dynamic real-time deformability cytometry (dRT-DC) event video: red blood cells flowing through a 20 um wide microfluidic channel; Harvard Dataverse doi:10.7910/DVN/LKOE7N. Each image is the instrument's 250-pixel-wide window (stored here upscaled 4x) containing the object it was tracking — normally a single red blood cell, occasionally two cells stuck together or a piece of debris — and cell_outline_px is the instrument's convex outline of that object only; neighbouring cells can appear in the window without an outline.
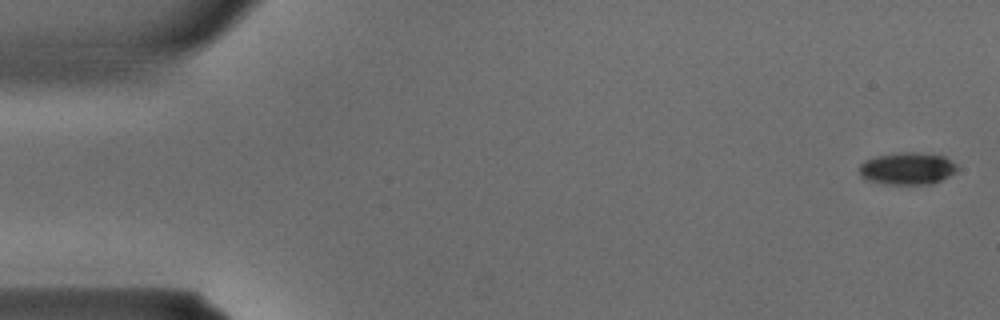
{"species": "common noctule bat (a hibernating species)", "species_latin": "Nyctalus noctula", "temperature_condition": "warm", "stored_images_in_passage": 33, "camera_frame_rate_fps": 3000, "um_per_image_px": 0.085, "animal": {"sex": "male", "body_mass_g": 15.6}, "frame": {"image": 1, "passage_image": 1, "time_ms": 0.0, "image_size_px": [1000, 320], "cell_outline_px": [[960, 168], [956, 172], [932, 184], [884, 184], [864, 180], [860, 176], [860, 164], [864, 160], [876, 156], [904, 152], [916, 152], [944, 156], [952, 160]], "centroid_in_image_um": [77.12, 14.33], "position_along_channel_um": 7.9, "area_um2": 18.55}}
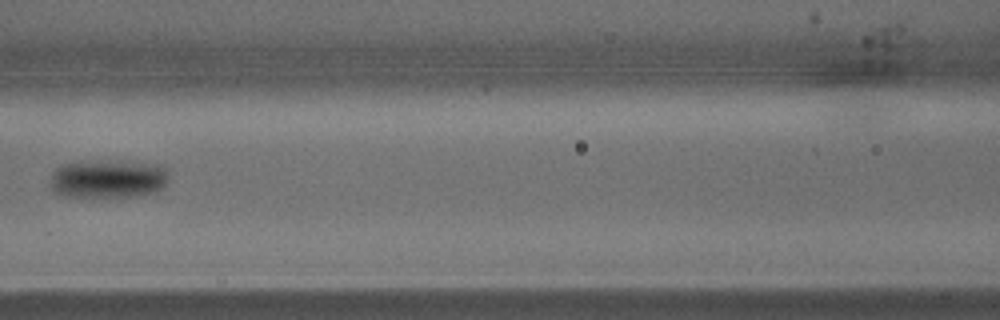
{"frame": {"image": 2, "passage_image": 16, "time_ms": 5.0, "image_size_px": [1000, 320], "cell_outline_px": [[168, 180], [164, 188], [156, 192], [136, 196], [64, 196], [56, 192], [52, 188], [52, 172], [60, 164], [80, 160], [100, 160], [160, 164], [168, 168]], "centroid_in_image_um": [9.22, 15.17], "position_along_channel_um": 157.4, "area_um2": 26.93}}
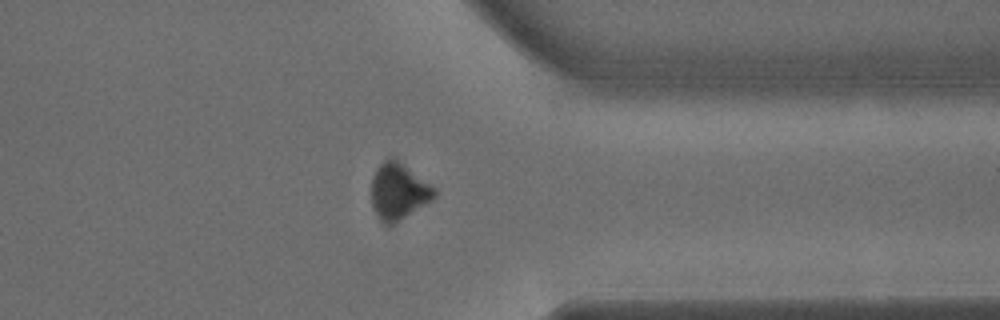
{"frame": {"image": 3, "passage_image": 28, "time_ms": 9.0, "image_size_px": [1000, 320], "cell_outline_px": [[436, 196], [432, 200], [392, 224], [384, 224], [380, 220], [372, 208], [372, 176], [376, 168], [388, 156], [396, 156], [436, 188]], "centroid_in_image_um": [33.87, 16.2], "position_along_channel_um": 377.5, "area_um2": 20.98}}